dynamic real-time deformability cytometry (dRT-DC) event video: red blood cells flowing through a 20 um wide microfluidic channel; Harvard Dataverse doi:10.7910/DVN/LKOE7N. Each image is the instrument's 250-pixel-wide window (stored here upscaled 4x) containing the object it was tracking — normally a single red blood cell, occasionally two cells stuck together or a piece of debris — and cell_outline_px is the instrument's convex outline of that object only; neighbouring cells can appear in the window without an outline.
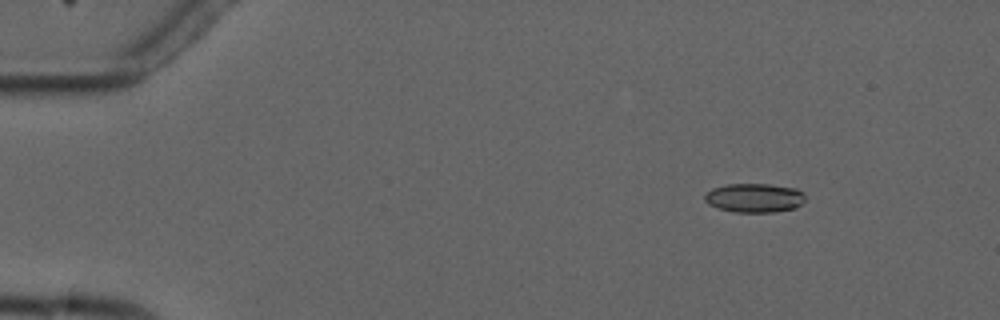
{"species": "common noctule bat (a hibernating species)", "species_latin": "Nyctalus noctula", "temperature_condition": "cold", "stored_images_in_passage": 8, "camera_frame_rate_fps": 3000, "um_per_image_px": 0.085, "animal": {"sex": "male", "forearm_length_mm": 52.5}, "frame": {"image": 1, "passage_image": 1, "time_ms": 0.0, "image_size_px": [1000, 320], "cell_outline_px": [[804, 200], [796, 208], [776, 212], [736, 212], [720, 208], [708, 204], [704, 200], [704, 196], [712, 188], [728, 184], [768, 184], [796, 188], [804, 192]], "centroid_in_image_um": [64.14, 16.81], "position_along_channel_um": 20.9, "area_um2": 16.99}}
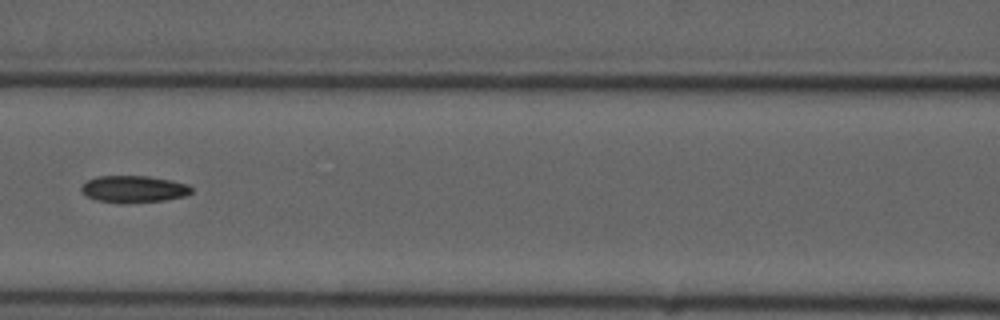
{"frame": {"image": 2, "passage_image": 6, "time_ms": 6.0, "image_size_px": [1000, 320], "cell_outline_px": [[192, 192], [184, 196], [164, 200], [128, 204], [120, 204], [96, 200], [88, 196], [80, 188], [88, 180], [96, 176], [148, 176], [188, 184], [192, 188]], "centroid_in_image_um": [11.36, 16.09], "position_along_channel_um": 155.2, "area_um2": 17.28}}
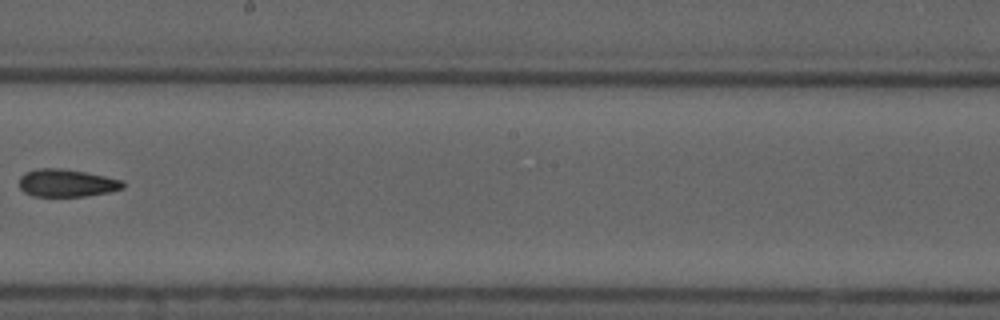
{"frame": {"image": 3, "passage_image": 8, "time_ms": 8.333, "image_size_px": [1000, 320], "cell_outline_px": [[124, 188], [108, 192], [88, 196], [32, 196], [24, 192], [20, 188], [20, 176], [24, 172], [40, 168], [60, 168], [84, 172], [124, 180]], "centroid_in_image_um": [5.66, 15.56], "position_along_channel_um": 242.5, "area_um2": 16.7}}